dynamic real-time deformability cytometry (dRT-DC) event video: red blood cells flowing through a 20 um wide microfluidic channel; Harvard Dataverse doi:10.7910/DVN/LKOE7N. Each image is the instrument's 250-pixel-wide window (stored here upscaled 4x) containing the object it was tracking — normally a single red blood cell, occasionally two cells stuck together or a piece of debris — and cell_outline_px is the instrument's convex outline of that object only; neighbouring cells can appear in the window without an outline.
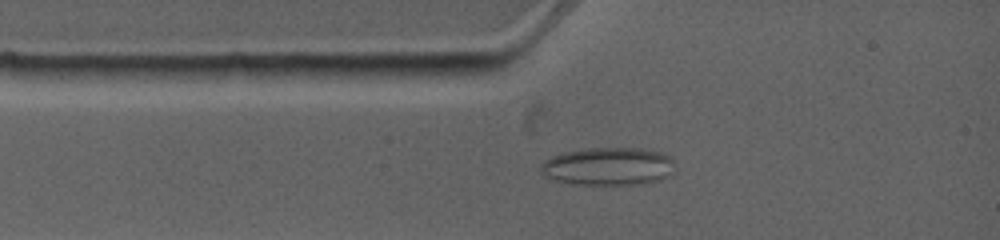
{"species": "common noctule bat (a hibernating species)", "species_latin": "Nyctalus noctula", "temperature_condition": "warm", "stored_images_in_passage": 3, "camera_frame_rate_fps": 4500, "um_per_image_px": 0.085, "animal": {"sex": "female", "body_mass_g": 19.0, "forearm_length_mm": 53.3}, "frame": {"image": 1, "passage_image": 2, "time_ms": 1.111, "image_size_px": [1000, 240], "cell_outline_px": [[672, 176], [640, 184], [572, 184], [552, 180], [540, 168], [540, 164], [544, 160], [552, 156], [564, 152], [588, 148], [644, 148], [660, 152], [668, 156], [672, 160]], "centroid_in_image_um": [51.69, 14.13], "position_along_channel_um": 33.3, "area_um2": 29.54}}
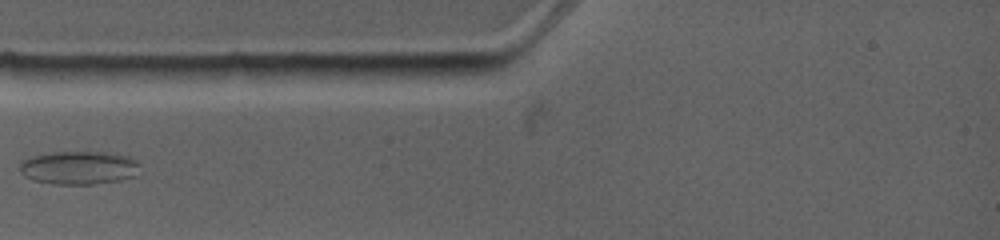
{"frame": {"image": 2, "passage_image": 3, "time_ms": 2.444, "image_size_px": [1000, 240], "cell_outline_px": [[140, 164], [136, 176], [120, 180], [92, 184], [56, 184], [36, 180], [24, 176], [20, 172], [20, 164], [24, 160], [32, 156], [52, 152], [108, 152], [128, 156], [136, 160]], "centroid_in_image_um": [6.74, 14.25], "position_along_channel_um": 78.3, "area_um2": 23.29}}